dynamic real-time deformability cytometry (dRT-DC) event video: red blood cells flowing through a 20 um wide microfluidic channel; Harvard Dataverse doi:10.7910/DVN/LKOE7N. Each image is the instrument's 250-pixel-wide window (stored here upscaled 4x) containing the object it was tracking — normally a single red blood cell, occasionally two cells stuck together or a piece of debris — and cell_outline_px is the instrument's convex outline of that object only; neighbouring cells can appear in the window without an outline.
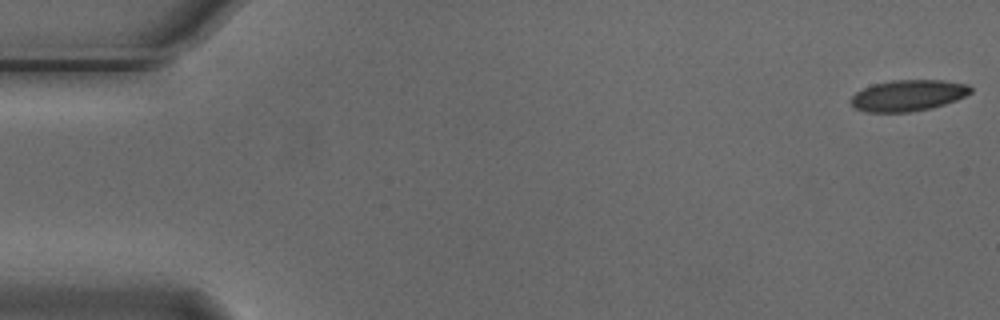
{"species": "Egyptian fruit bat (a non-hibernating species)", "species_latin": "Rousettus aegyptiacus", "temperature_condition": "cold", "stored_images_in_passage": 54, "camera_frame_rate_fps": 3000, "um_per_image_px": 0.085, "animal": {"sex": "male"}, "frame": {"image": 1, "passage_image": 1, "time_ms": 0.0, "image_size_px": [1000, 320], "cell_outline_px": [[972, 92], [956, 100], [932, 108], [912, 112], [868, 112], [856, 108], [848, 100], [856, 92], [872, 84], [892, 80], [944, 80], [968, 84], [972, 88]], "centroid_in_image_um": [77.19, 8.11], "position_along_channel_um": 7.8, "area_um2": 21.85}}
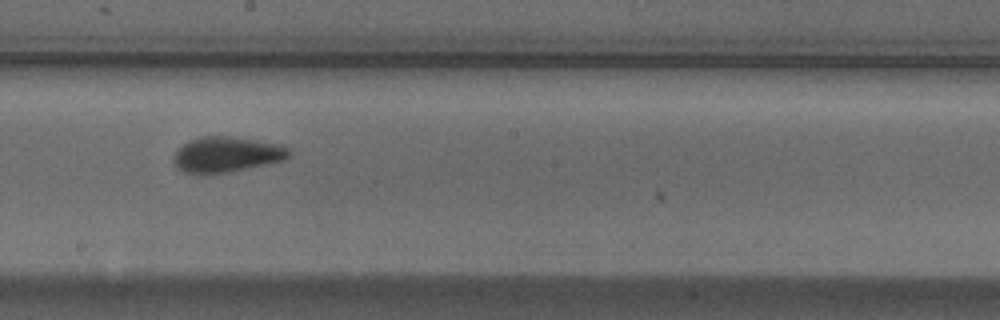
{"frame": {"image": 2, "passage_image": 30, "time_ms": 9.667, "image_size_px": [1000, 320], "cell_outline_px": [[292, 156], [284, 160], [228, 172], [184, 172], [172, 160], [172, 156], [188, 140], [200, 136], [232, 136], [280, 144], [288, 148], [292, 152]], "centroid_in_image_um": [19.31, 13.09], "position_along_channel_um": 228.9, "area_um2": 23.52}}
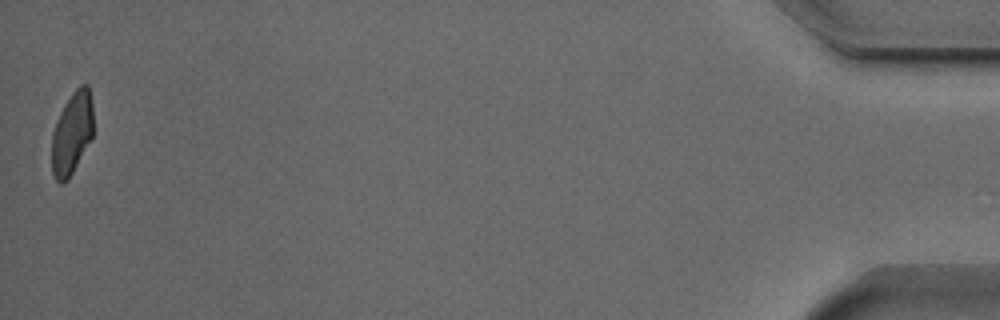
{"frame": {"image": 3, "passage_image": 54, "time_ms": 17.667, "image_size_px": [1000, 320], "cell_outline_px": [[92, 136], [68, 180], [60, 184], [56, 180], [52, 172], [52, 132], [56, 120], [64, 104], [72, 92], [80, 84], [88, 84], [92, 104]], "centroid_in_image_um": [6.1, 11.3], "position_along_channel_um": 429.1, "area_um2": 19.83}, "authors_computed_cell_mechanics": {"area_um2": 22.5131, "velocity_mm_per_s": 3.742, "shape_relaxation_time_tau1_ms": 3.265, "shape_relaxation_time_tau2_ms": 1.223, "deformation_change_tau1": 0.1048, "deformation_change_tau2": 0.063}}